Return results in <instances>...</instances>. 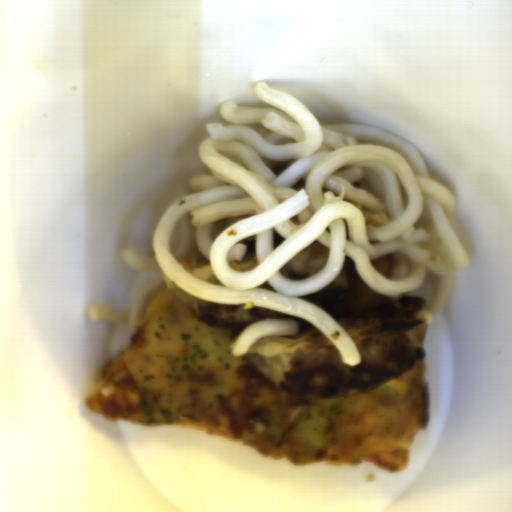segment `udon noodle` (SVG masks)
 I'll return each mask as SVG.
<instances>
[{
	"label": "udon noodle",
	"mask_w": 512,
	"mask_h": 512,
	"mask_svg": "<svg viewBox=\"0 0 512 512\" xmlns=\"http://www.w3.org/2000/svg\"><path fill=\"white\" fill-rule=\"evenodd\" d=\"M272 107L221 103L236 125L262 123L293 137L272 145L244 126L207 123L196 175L159 221L153 251L163 273L202 300L252 304L298 316L361 362L341 325L300 299L329 283L345 255L360 277L399 300L436 276L426 309L436 315L469 256L447 216L454 195L429 176L418 148L384 129L322 123L295 96L252 85ZM278 110H276V109Z\"/></svg>",
	"instance_id": "obj_1"
},
{
	"label": "udon noodle",
	"mask_w": 512,
	"mask_h": 512,
	"mask_svg": "<svg viewBox=\"0 0 512 512\" xmlns=\"http://www.w3.org/2000/svg\"><path fill=\"white\" fill-rule=\"evenodd\" d=\"M300 324L296 319L269 318L248 326L236 342L231 345L233 355H244L247 349L259 338L298 336Z\"/></svg>",
	"instance_id": "obj_2"
}]
</instances>
